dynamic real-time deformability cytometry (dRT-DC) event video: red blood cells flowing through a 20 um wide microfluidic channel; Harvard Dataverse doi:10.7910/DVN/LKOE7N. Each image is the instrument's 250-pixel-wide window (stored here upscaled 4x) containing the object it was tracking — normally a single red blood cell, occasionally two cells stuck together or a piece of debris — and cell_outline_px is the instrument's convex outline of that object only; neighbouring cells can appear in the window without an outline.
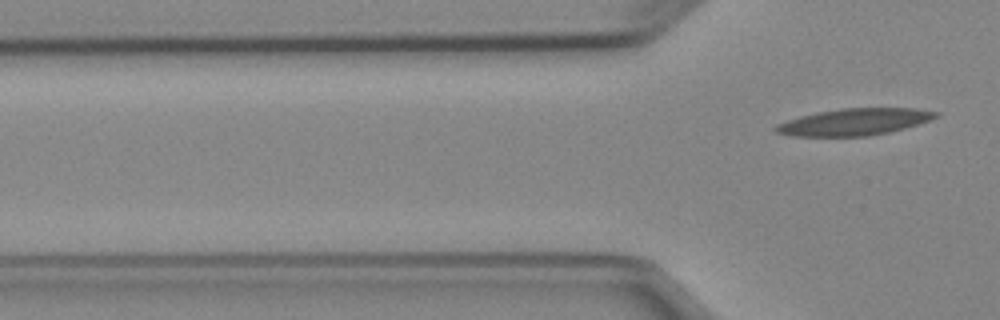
{"species": "Egyptian fruit bat (a non-hibernating species)", "species_latin": "Rousettus aegyptiacus", "temperature_condition": "cold", "stored_images_in_passage": 6, "camera_frame_rate_fps": 3000, "um_per_image_px": 0.085, "animal": {"sex": "female"}, "frame": {"image": 1, "passage_image": 6, "time_ms": 7.0, "image_size_px": [1000, 320], "cell_outline_px": [[940, 116], [932, 120], [904, 128], [888, 132], [868, 136], [796, 136], [776, 132], [772, 128], [776, 124], [800, 116], [816, 112], [840, 108], [916, 108], [940, 112]], "centroid_in_image_um": [72.65, 10.35], "position_along_channel_um": 53.1, "area_um2": 25.09}}